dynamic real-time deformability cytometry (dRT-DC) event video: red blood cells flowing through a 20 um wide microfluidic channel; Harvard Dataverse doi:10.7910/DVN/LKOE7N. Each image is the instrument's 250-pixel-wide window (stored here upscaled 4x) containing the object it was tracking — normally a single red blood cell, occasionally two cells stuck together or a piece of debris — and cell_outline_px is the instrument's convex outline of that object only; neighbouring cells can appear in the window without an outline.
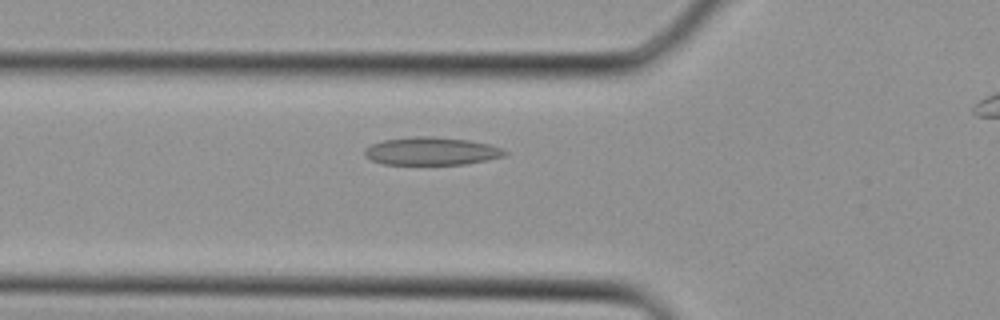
{"species": "Egyptian fruit bat (a non-hibernating species)", "species_latin": "Rousettus aegyptiacus", "temperature_condition": "cold", "stored_images_in_passage": 28, "camera_frame_rate_fps": 3000, "um_per_image_px": 0.085, "animal": {"sex": "female"}, "frame": {"image": 1, "passage_image": 9, "time_ms": 2.667, "image_size_px": [1000, 320], "cell_outline_px": [[508, 152], [504, 156], [488, 160], [464, 164], [384, 164], [372, 160], [364, 156], [364, 148], [372, 144], [384, 140], [412, 136], [428, 136], [468, 140], [488, 144], [500, 148]], "centroid_in_image_um": [36.65, 12.85], "position_along_channel_um": 89.2, "area_um2": 22.66}}
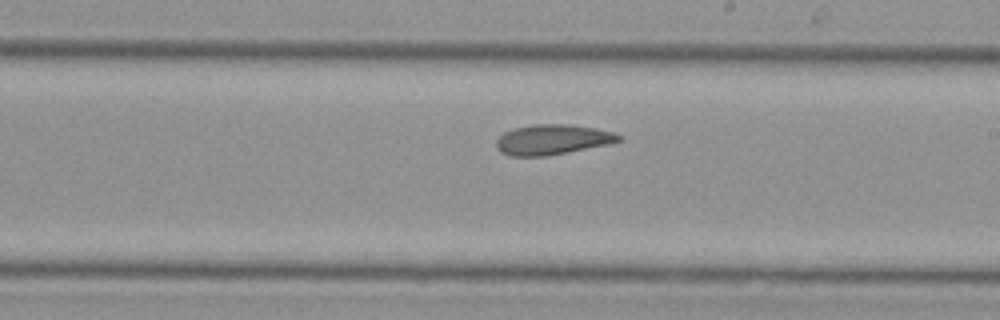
{"frame": {"image": 2, "passage_image": 17, "time_ms": 5.333, "image_size_px": [1000, 320], "cell_outline_px": [[624, 136], [620, 140], [608, 144], [544, 156], [512, 156], [500, 152], [496, 148], [496, 140], [504, 132], [516, 128], [532, 124], [568, 124], [596, 128], [612, 132]], "centroid_in_image_um": [46.93, 11.85], "position_along_channel_um": 242.1, "area_um2": 21.33}}
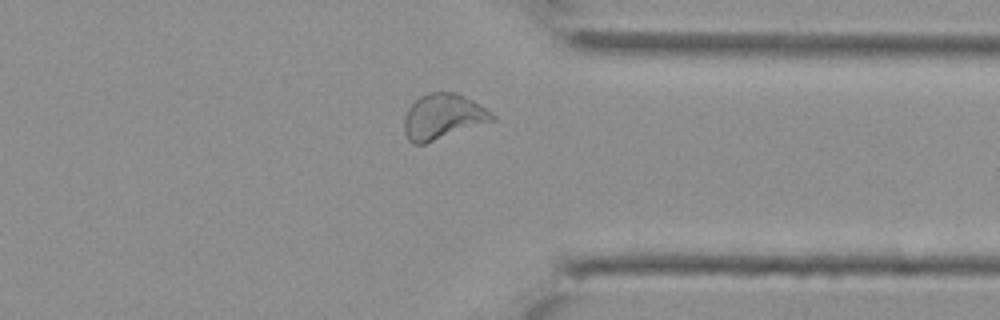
{"frame": {"image": 3, "passage_image": 24, "time_ms": 7.667, "image_size_px": [1000, 320], "cell_outline_px": [[496, 120], [424, 144], [412, 144], [408, 140], [404, 132], [404, 120], [408, 108], [420, 96], [428, 92], [456, 92], [472, 100], [492, 112], [496, 116]], "centroid_in_image_um": [37.65, 9.92], "position_along_channel_um": 373.8, "area_um2": 23.29}}